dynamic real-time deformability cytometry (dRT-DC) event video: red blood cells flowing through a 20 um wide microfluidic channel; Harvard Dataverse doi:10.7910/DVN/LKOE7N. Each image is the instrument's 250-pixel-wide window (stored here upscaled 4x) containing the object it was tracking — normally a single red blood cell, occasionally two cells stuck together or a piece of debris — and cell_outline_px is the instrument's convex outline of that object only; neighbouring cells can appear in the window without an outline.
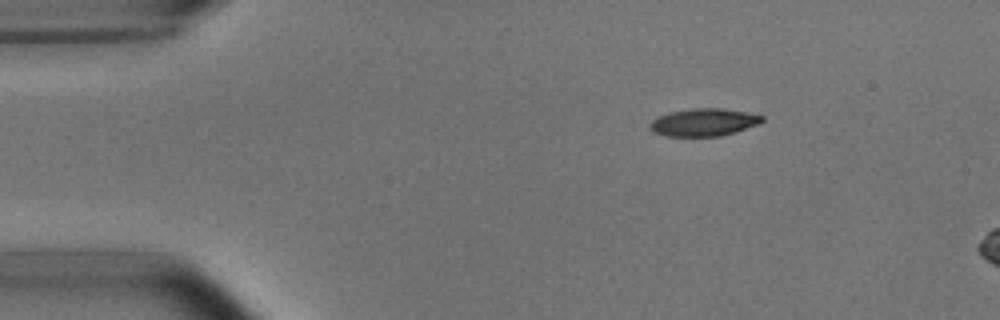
{"species": "common noctule bat (a hibernating species)", "species_latin": "Nyctalus noctula", "temperature_condition": "room temperature", "stored_images_in_passage": 3, "camera_frame_rate_fps": 3000, "um_per_image_px": 0.085, "animal": {"sex": "male", "body_mass_g": 15.6}, "frame": {"image": 1, "passage_image": 1, "time_ms": 0.0, "image_size_px": [1000, 320], "cell_outline_px": [[764, 120], [760, 124], [736, 132], [720, 136], [664, 136], [652, 132], [648, 128], [648, 124], [656, 116], [672, 112], [692, 108], [720, 108], [744, 112], [764, 116]], "centroid_in_image_um": [59.78, 10.4], "position_along_channel_um": 25.2, "area_um2": 18.21}}